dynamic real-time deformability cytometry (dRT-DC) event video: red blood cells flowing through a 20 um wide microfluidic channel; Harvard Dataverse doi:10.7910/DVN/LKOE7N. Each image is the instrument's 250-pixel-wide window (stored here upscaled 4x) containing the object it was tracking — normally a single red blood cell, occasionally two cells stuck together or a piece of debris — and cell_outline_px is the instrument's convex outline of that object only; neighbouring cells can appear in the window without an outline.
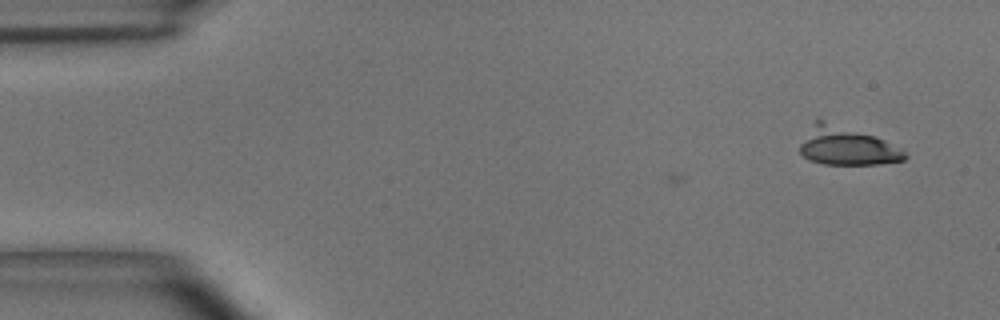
{"species": "common noctule bat (a hibernating species)", "species_latin": "Nyctalus noctula", "temperature_condition": "room temperature", "stored_images_in_passage": 2, "camera_frame_rate_fps": 3000, "um_per_image_px": 0.085, "animal": {"sex": "male", "body_mass_g": 15.6}, "frame": {"image": 1, "passage_image": 2, "time_ms": 0.333, "image_size_px": [1000, 320], "cell_outline_px": [[908, 156], [904, 160], [876, 164], [824, 164], [808, 160], [800, 152], [800, 144], [816, 120], [820, 120], [872, 136], [884, 140], [904, 152]], "centroid_in_image_um": [71.95, 12.46], "position_along_channel_um": 13.1, "area_um2": 22.37}}